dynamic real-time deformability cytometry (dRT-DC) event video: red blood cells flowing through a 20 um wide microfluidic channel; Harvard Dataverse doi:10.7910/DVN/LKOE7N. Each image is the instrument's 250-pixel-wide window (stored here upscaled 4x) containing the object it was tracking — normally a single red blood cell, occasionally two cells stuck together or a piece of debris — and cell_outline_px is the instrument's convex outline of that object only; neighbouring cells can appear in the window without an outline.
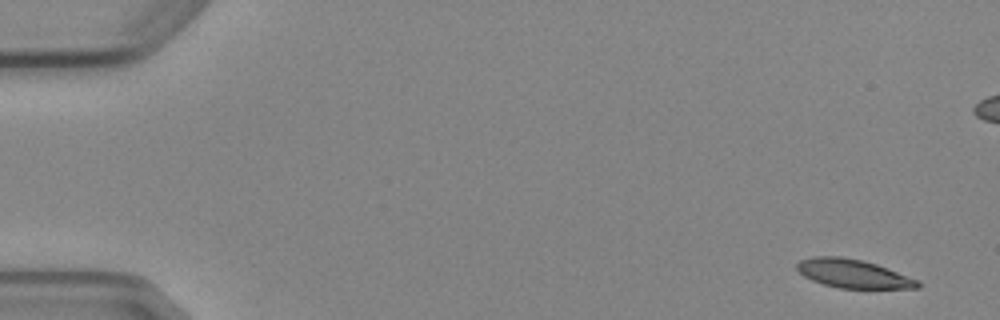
{"species": "Egyptian fruit bat (a non-hibernating species)", "species_latin": "Rousettus aegyptiacus", "temperature_condition": "cold", "stored_images_in_passage": 6, "camera_frame_rate_fps": 3000, "um_per_image_px": 0.085, "animal": {"sex": "female"}, "frame": {"image": 1, "passage_image": 1, "time_ms": 0.0, "image_size_px": [1000, 320], "cell_outline_px": [[920, 288], [840, 288], [824, 284], [812, 280], [804, 276], [796, 268], [796, 264], [800, 260], [812, 256], [840, 256], [864, 260], [888, 268], [920, 280]], "centroid_in_image_um": [72.53, 23.25], "position_along_channel_um": 12.5, "area_um2": 20.17}}